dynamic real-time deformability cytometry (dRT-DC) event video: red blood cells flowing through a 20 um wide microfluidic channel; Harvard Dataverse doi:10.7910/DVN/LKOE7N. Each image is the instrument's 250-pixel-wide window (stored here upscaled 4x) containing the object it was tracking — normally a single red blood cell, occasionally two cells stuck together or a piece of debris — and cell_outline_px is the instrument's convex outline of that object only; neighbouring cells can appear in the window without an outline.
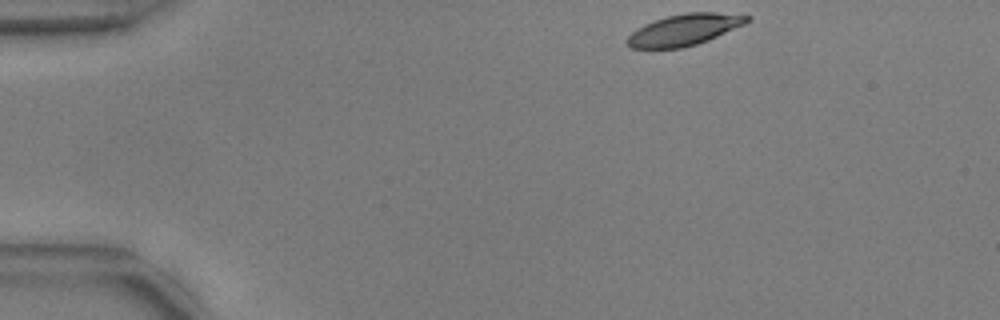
{"species": "common noctule bat (a hibernating species)", "species_latin": "Nyctalus noctula", "temperature_condition": "warm", "stored_images_in_passage": 10, "camera_frame_rate_fps": 3000, "um_per_image_px": 0.085, "animal": {"sex": "male", "body_mass_g": 17.9, "forearm_length_mm": 54.2}, "frame": {"image": 1, "passage_image": 1, "time_ms": 0.0, "image_size_px": [1000, 320], "cell_outline_px": [[752, 20], [744, 24], [708, 40], [696, 44], [680, 48], [628, 48], [624, 44], [624, 40], [632, 32], [644, 24], [668, 16], [688, 12], [716, 12], [752, 16]], "centroid_in_image_um": [58.14, 2.53], "position_along_channel_um": 26.9, "area_um2": 21.85}}
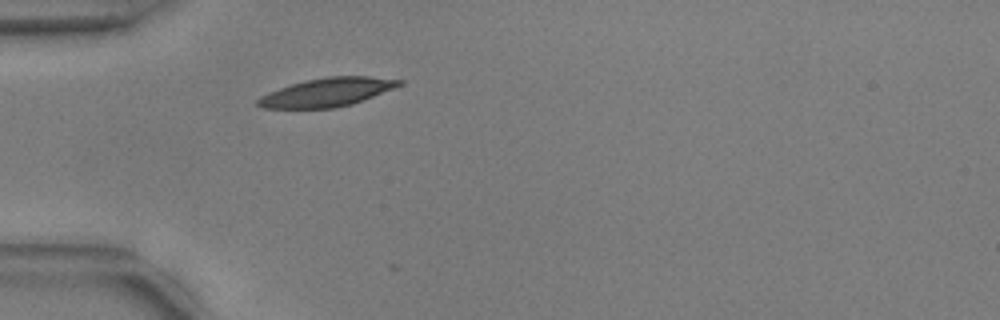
{"frame": {"image": 2, "passage_image": 9, "time_ms": 2.667, "image_size_px": [1000, 320], "cell_outline_px": [[404, 84], [352, 104], [336, 108], [260, 108], [256, 104], [256, 100], [260, 96], [268, 92], [292, 84], [308, 80], [328, 76], [368, 76], [404, 80]], "centroid_in_image_um": [27.8, 7.84], "position_along_channel_um": 57.2, "area_um2": 23.41}}